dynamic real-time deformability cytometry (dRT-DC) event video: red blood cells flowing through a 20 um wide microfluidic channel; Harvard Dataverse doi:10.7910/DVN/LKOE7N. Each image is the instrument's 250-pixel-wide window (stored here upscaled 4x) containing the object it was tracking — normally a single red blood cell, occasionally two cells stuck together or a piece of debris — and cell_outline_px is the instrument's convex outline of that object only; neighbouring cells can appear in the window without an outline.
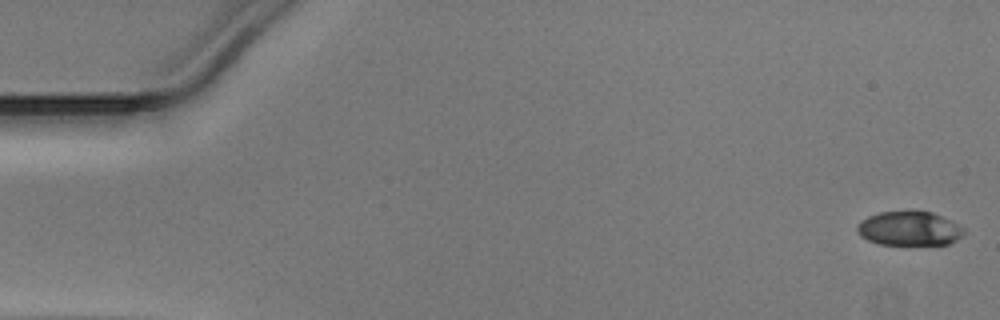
{"species": "Egyptian fruit bat (a non-hibernating species)", "species_latin": "Rousettus aegyptiacus", "temperature_condition": "warm", "stored_images_in_passage": 50, "camera_frame_rate_fps": 3000, "um_per_image_px": 0.085, "animal": {"sex": "male"}, "frame": {"image": 1, "passage_image": 1, "time_ms": 0.0, "image_size_px": [1000, 320], "cell_outline_px": [[964, 232], [956, 240], [948, 244], [876, 244], [860, 236], [856, 232], [856, 224], [860, 220], [868, 216], [880, 212], [932, 212], [964, 228]], "centroid_in_image_um": [77.21, 19.43], "position_along_channel_um": 7.8, "area_um2": 20.98}}
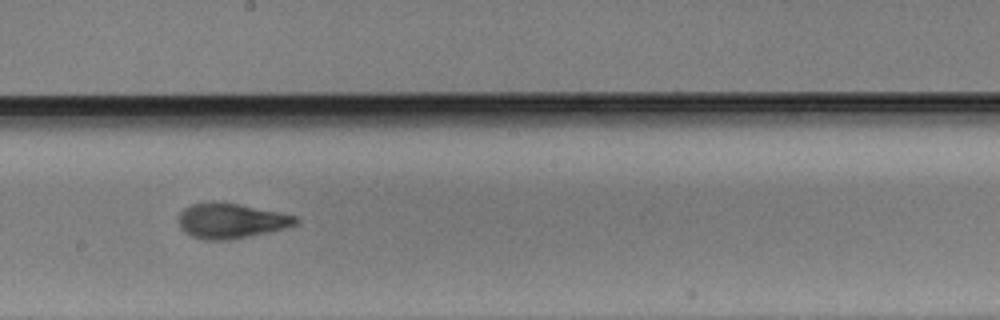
{"frame": {"image": 2, "passage_image": 28, "time_ms": 9.0, "image_size_px": [1000, 320], "cell_outline_px": [[300, 224], [268, 232], [232, 240], [208, 240], [192, 236], [184, 232], [180, 228], [180, 212], [184, 208], [192, 204], [212, 200], [224, 200], [300, 216]], "centroid_in_image_um": [19.7, 18.73], "position_along_channel_um": 228.5, "area_um2": 24.68}}
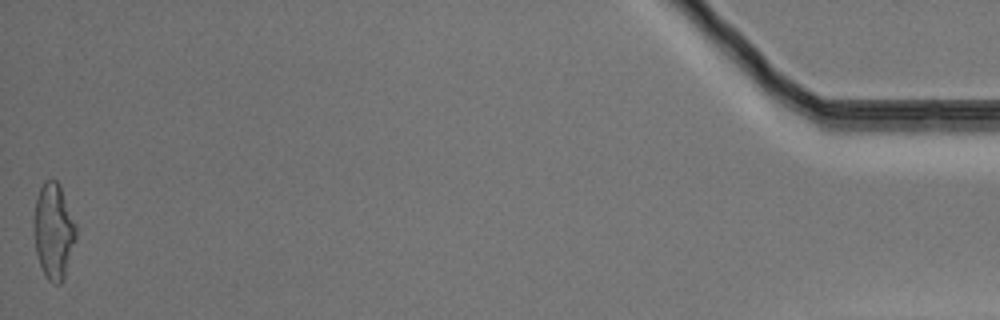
{"frame": {"image": 3, "passage_image": 50, "time_ms": 16.333, "image_size_px": [1000, 320], "cell_outline_px": [[76, 240], [64, 280], [60, 284], [56, 284], [48, 280], [44, 276], [36, 252], [32, 220], [36, 196], [44, 180], [56, 180], [60, 184], [76, 224]], "centroid_in_image_um": [4.55, 19.64], "position_along_channel_um": 430.7, "area_um2": 23.99}}